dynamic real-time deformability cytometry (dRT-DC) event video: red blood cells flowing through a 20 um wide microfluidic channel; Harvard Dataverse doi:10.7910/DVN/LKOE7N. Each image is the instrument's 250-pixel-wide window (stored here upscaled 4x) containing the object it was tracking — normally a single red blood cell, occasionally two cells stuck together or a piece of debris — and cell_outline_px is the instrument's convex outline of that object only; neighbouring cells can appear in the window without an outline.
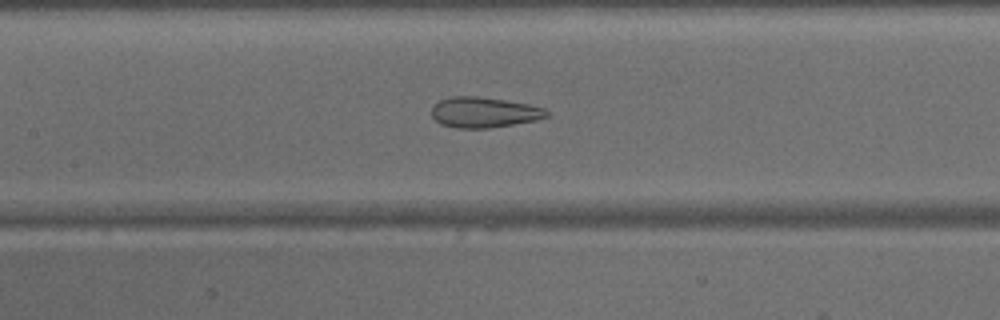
{"species": "common noctule bat (a hibernating species)", "species_latin": "Nyctalus noctula", "temperature_condition": "warm", "stored_images_in_passage": 47, "camera_frame_rate_fps": 3000, "um_per_image_px": 0.085, "animal": {"sex": "male", "body_mass_g": 15.6}, "frame": {"image": 1, "passage_image": 21, "time_ms": 6.667, "image_size_px": [1000, 320], "cell_outline_px": [[548, 116], [536, 120], [488, 128], [456, 128], [440, 124], [432, 116], [432, 108], [440, 100], [452, 96], [476, 96], [504, 100], [528, 104], [544, 108], [548, 112]], "centroid_in_image_um": [41.12, 9.55], "position_along_channel_um": 166.3, "area_um2": 20.23}}
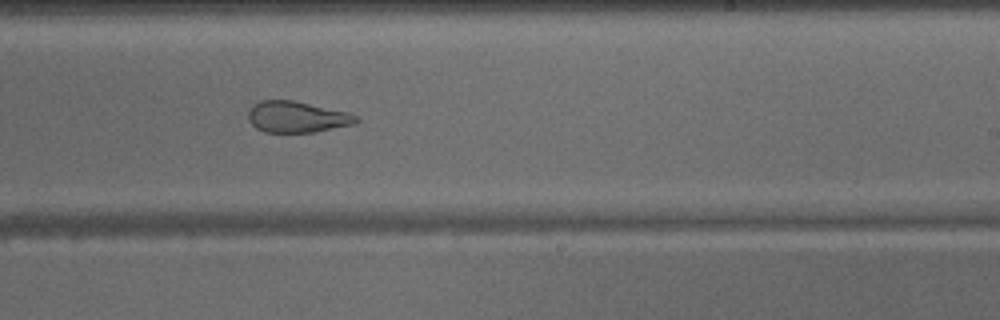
{"frame": {"image": 2, "passage_image": 28, "time_ms": 9.0, "image_size_px": [1000, 320], "cell_outline_px": [[360, 120], [352, 124], [312, 132], [264, 132], [256, 128], [248, 120], [248, 112], [252, 104], [260, 100], [292, 100], [348, 112], [356, 116]], "centroid_in_image_um": [25.18, 9.93], "position_along_channel_um": 263.8, "area_um2": 19.48}}
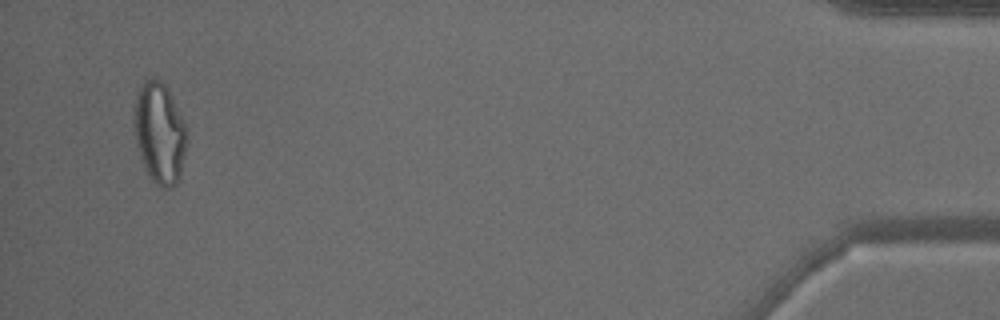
{"frame": {"image": 3, "passage_image": 45, "time_ms": 14.667, "image_size_px": [1000, 320], "cell_outline_px": [[188, 128], [184, 156], [180, 180], [176, 184], [168, 188], [160, 188], [148, 176], [140, 160], [136, 144], [136, 96], [144, 80], [152, 76], [160, 80], [168, 88]], "centroid_in_image_um": [13.6, 11.34], "position_along_channel_um": 421.6, "area_um2": 31.15}}